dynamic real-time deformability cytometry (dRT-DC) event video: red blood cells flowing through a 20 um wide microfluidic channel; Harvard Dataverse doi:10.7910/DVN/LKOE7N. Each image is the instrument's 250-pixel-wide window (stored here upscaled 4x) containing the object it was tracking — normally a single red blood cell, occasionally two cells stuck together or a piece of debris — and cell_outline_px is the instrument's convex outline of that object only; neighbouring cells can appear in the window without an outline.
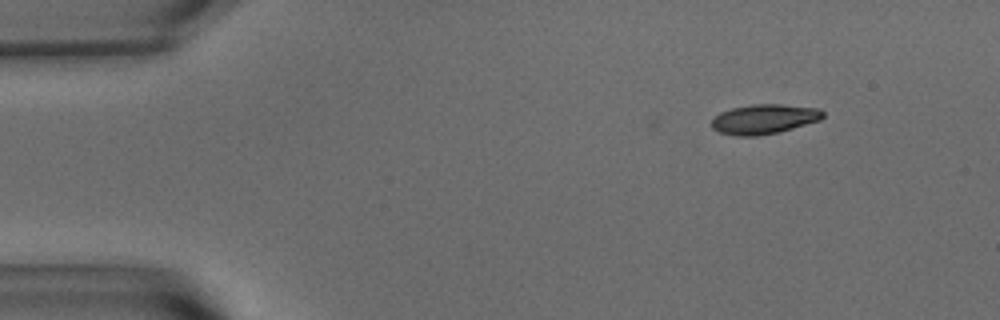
{"species": "common noctule bat (a hibernating species)", "species_latin": "Nyctalus noctula", "temperature_condition": "warm", "stored_images_in_passage": 3, "camera_frame_rate_fps": 3000, "um_per_image_px": 0.085, "animal": {"sex": "male", "body_mass_g": 15.6}, "frame": {"image": 1, "passage_image": 3, "time_ms": 0.667, "image_size_px": [1000, 320], "cell_outline_px": [[824, 116], [820, 120], [780, 132], [756, 136], [736, 136], [720, 132], [712, 128], [712, 120], [720, 112], [732, 108], [752, 104], [780, 104], [820, 108], [824, 112]], "centroid_in_image_um": [64.97, 10.12], "position_along_channel_um": 20.0, "area_um2": 19.31}}